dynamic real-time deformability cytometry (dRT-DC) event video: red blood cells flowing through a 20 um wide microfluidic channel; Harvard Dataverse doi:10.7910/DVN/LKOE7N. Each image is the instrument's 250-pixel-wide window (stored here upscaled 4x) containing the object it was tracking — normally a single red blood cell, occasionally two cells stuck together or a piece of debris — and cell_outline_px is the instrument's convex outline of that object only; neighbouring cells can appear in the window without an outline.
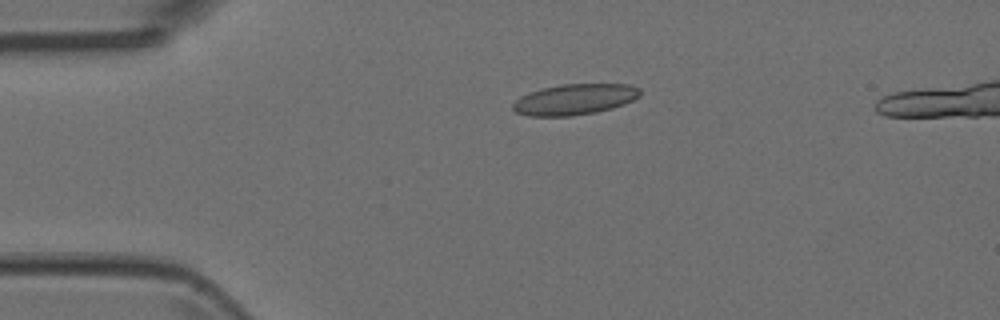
{"species": "Egyptian fruit bat (a non-hibernating species)", "species_latin": "Rousettus aegyptiacus", "temperature_condition": "room temperature", "stored_images_in_passage": 5, "camera_frame_rate_fps": 3000, "um_per_image_px": 0.085, "animal": {"sex": "female"}, "frame": {"image": 1, "passage_image": 3, "time_ms": 0.667, "image_size_px": [1000, 320], "cell_outline_px": [[640, 96], [624, 104], [612, 108], [596, 112], [572, 116], [528, 116], [516, 112], [512, 108], [512, 104], [520, 96], [528, 92], [560, 84], [628, 84], [640, 88]], "centroid_in_image_um": [48.83, 8.45], "position_along_channel_um": 36.2, "area_um2": 22.89}}